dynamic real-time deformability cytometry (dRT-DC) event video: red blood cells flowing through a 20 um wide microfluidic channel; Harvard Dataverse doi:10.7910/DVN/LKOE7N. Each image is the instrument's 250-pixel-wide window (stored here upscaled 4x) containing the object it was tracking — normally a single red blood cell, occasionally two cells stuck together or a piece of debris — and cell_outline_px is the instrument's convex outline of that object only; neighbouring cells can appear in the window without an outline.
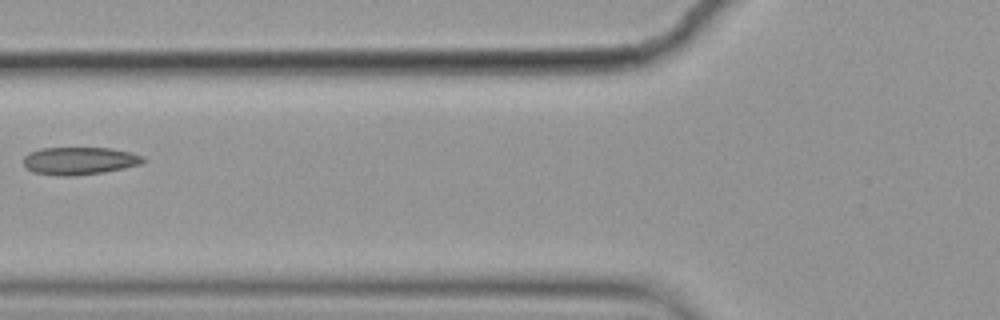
{"species": "common noctule bat (a hibernating species)", "species_latin": "Nyctalus noctula", "temperature_condition": "cold", "stored_images_in_passage": 10, "camera_frame_rate_fps": 3000, "um_per_image_px": 0.085, "animal": {"sex": "female", "body_mass_g": 19.9}, "frame": {"image": 1, "passage_image": 2, "time_ms": 0.333, "image_size_px": [1000, 320], "cell_outline_px": [[148, 160], [140, 164], [124, 168], [104, 172], [72, 176], [64, 176], [32, 172], [24, 164], [24, 156], [28, 152], [40, 148], [112, 148], [132, 152], [144, 156]], "centroid_in_image_um": [6.79, 13.66], "position_along_channel_um": 119.0, "area_um2": 19.42}}
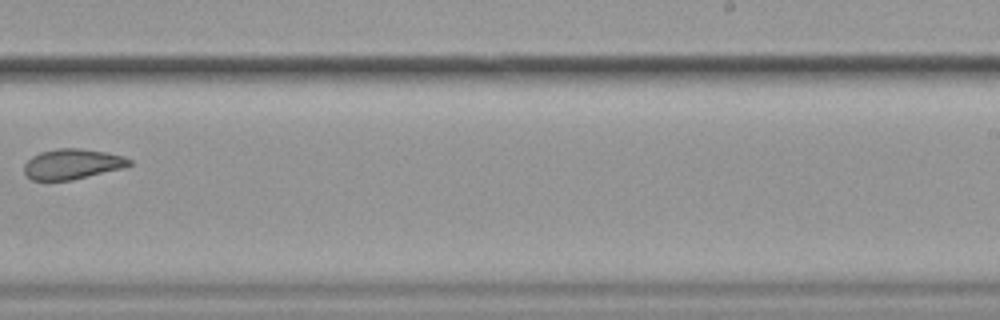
{"frame": {"image": 2, "passage_image": 6, "time_ms": 1.667, "image_size_px": [1000, 320], "cell_outline_px": [[132, 164], [124, 168], [72, 180], [32, 180], [24, 172], [24, 164], [32, 156], [40, 152], [56, 148], [80, 148], [108, 152], [124, 156], [132, 160]], "centroid_in_image_um": [6.17, 13.93], "position_along_channel_um": 282.8, "area_um2": 18.73}}
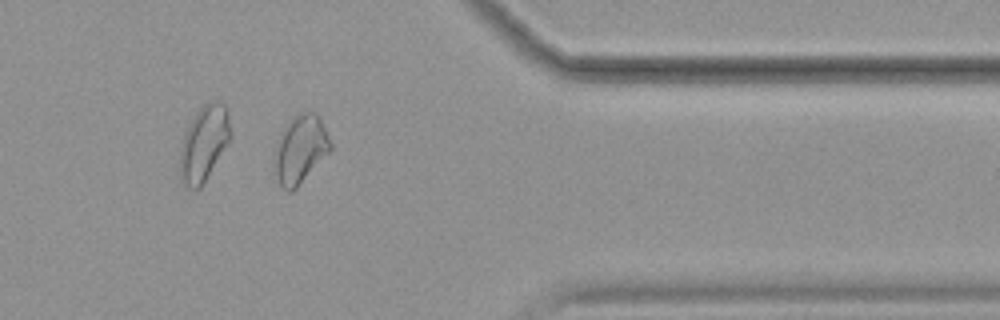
{"frame": {"image": 3, "passage_image": 9, "time_ms": 2.667, "image_size_px": [1000, 320], "cell_outline_px": [[332, 148], [296, 188], [292, 192], [288, 192], [280, 184], [272, 172], [272, 156], [280, 132], [284, 124], [292, 116], [300, 112], [316, 112], [320, 116], [332, 144]], "centroid_in_image_um": [25.47, 12.67], "position_along_channel_um": 385.9, "area_um2": 22.83}}